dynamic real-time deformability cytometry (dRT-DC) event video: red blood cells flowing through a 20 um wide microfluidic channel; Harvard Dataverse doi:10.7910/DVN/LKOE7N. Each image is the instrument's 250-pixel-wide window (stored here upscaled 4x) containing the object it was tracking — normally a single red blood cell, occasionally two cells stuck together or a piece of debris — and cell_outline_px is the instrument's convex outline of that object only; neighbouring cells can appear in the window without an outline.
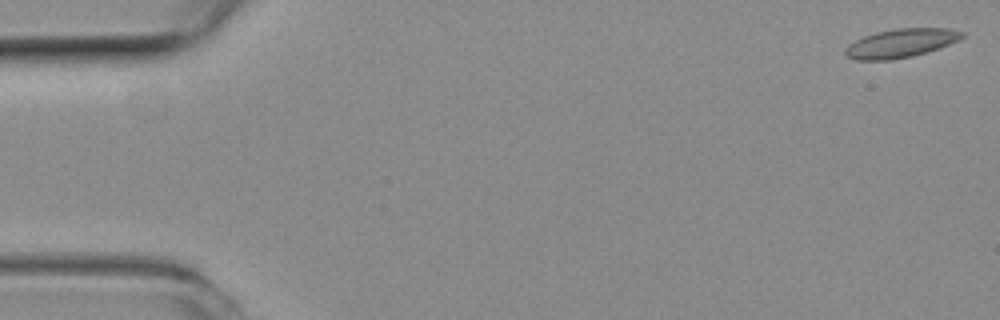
{"species": "common noctule bat (a hibernating species)", "species_latin": "Nyctalus noctula", "temperature_condition": "room temperature", "stored_images_in_passage": 52, "camera_frame_rate_fps": 3000, "um_per_image_px": 0.085, "animal": {"sex": "female", "body_mass_g": 19.3, "forearm_length_mm": 54.1}, "frame": {"image": 1, "passage_image": 1, "time_ms": 0.0, "image_size_px": [1000, 320], "cell_outline_px": [[964, 36], [940, 48], [912, 56], [892, 60], [856, 60], [848, 56], [844, 52], [844, 48], [848, 44], [864, 36], [876, 32], [896, 28], [948, 28], [964, 32]], "centroid_in_image_um": [76.54, 3.67], "position_along_channel_um": 8.5, "area_um2": 19.48}}
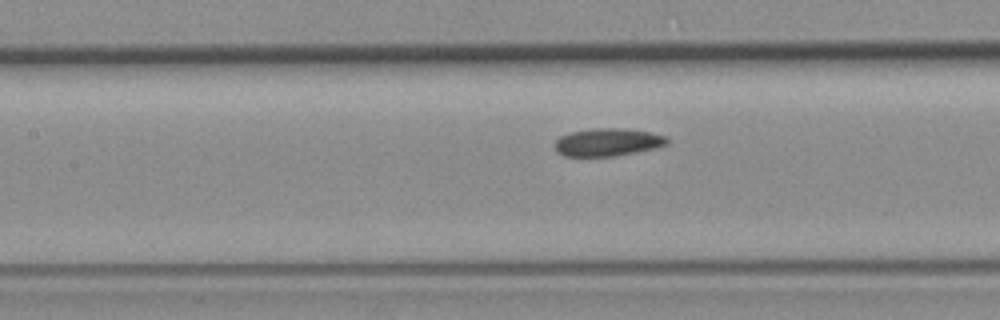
{"frame": {"image": 2, "passage_image": 23, "time_ms": 7.333, "image_size_px": [1000, 320], "cell_outline_px": [[672, 140], [668, 144], [656, 148], [616, 156], [564, 156], [556, 152], [552, 144], [560, 136], [572, 132], [592, 128], [620, 128], [652, 132], [668, 136]], "centroid_in_image_um": [51.68, 12.09], "position_along_channel_um": 155.7, "area_um2": 18.55}}
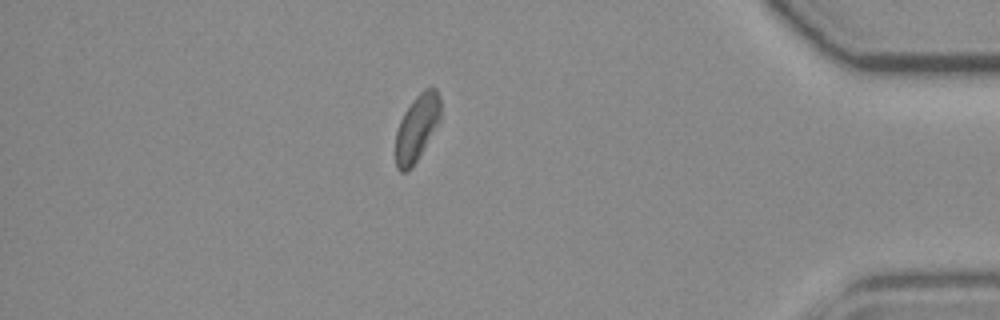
{"frame": {"image": 3, "passage_image": 45, "time_ms": 14.667, "image_size_px": [1000, 320], "cell_outline_px": [[440, 120], [412, 168], [404, 172], [400, 172], [396, 168], [396, 132], [400, 120], [404, 112], [412, 100], [424, 88], [436, 88], [440, 96]], "centroid_in_image_um": [35.43, 10.85], "position_along_channel_um": 399.8, "area_um2": 17.28}, "authors_computed_cell_mechanics": {"area_um2": 18.5538, "velocity_mm_per_s": 3.9118, "shape_relaxation_time_tau1_ms": null, "shape_relaxation_time_tau2_ms": 2.7044, "deformation_change_tau1": null, "deformation_change_tau2": 0.0762}}